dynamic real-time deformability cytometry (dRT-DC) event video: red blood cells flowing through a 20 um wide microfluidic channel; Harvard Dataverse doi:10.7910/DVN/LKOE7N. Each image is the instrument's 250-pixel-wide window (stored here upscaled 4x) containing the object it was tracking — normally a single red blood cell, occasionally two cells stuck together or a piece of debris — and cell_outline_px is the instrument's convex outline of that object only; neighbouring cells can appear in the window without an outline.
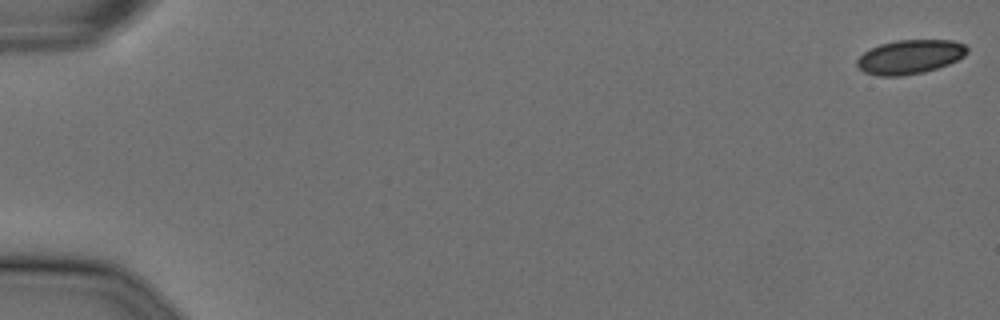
{"species": "Egyptian fruit bat (a non-hibernating species)", "species_latin": "Rousettus aegyptiacus", "temperature_condition": "cold", "stored_images_in_passage": 13, "camera_frame_rate_fps": 3000, "um_per_image_px": 0.085, "animal": {"sex": "female"}, "frame": {"image": 1, "passage_image": 1, "time_ms": 0.0, "image_size_px": [1000, 320], "cell_outline_px": [[968, 52], [964, 56], [948, 64], [924, 72], [900, 76], [880, 76], [864, 72], [856, 64], [856, 60], [864, 52], [880, 44], [896, 40], [952, 40], [964, 44], [968, 48]], "centroid_in_image_um": [77.34, 4.83], "position_along_channel_um": 7.7, "area_um2": 21.79}}